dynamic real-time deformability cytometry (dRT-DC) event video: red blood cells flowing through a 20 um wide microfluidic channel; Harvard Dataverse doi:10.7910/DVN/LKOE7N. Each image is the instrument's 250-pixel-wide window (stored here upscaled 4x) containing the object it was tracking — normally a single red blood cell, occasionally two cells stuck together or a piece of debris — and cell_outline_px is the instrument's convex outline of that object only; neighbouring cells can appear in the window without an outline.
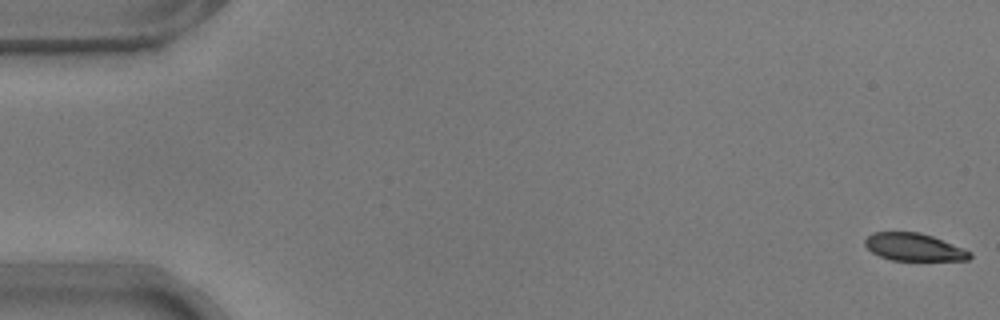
{"species": "common noctule bat (a hibernating species)", "species_latin": "Nyctalus noctula", "temperature_condition": "warm", "stored_images_in_passage": 11, "camera_frame_rate_fps": 3000, "um_per_image_px": 0.085, "animal": {"sex": "male", "body_mass_g": 17.9}, "frame": {"image": 1, "passage_image": 1, "time_ms": 0.0, "image_size_px": [1000, 320], "cell_outline_px": [[972, 256], [968, 260], [892, 260], [880, 256], [872, 252], [864, 244], [864, 240], [872, 232], [920, 232], [932, 236], [964, 248], [972, 252]], "centroid_in_image_um": [77.7, 21.0], "position_along_channel_um": 7.3, "area_um2": 16.82}}